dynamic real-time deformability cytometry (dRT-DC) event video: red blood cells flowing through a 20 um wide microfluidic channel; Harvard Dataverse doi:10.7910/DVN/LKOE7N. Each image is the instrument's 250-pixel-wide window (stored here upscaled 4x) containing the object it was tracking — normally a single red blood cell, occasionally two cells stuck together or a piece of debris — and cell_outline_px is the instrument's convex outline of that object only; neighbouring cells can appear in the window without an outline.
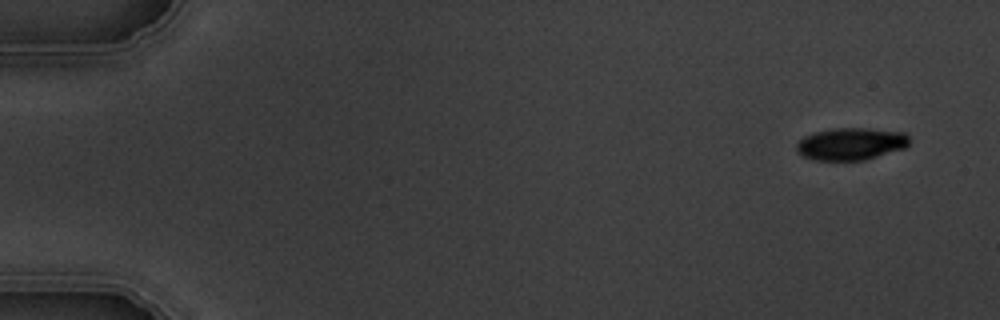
{"species": "common noctule bat (a hibernating species)", "species_latin": "Nyctalus noctula", "temperature_condition": "warm", "stored_images_in_passage": 6, "camera_frame_rate_fps": 3000, "um_per_image_px": 0.085, "animal": {"sex": "male", "body_mass_g": 19.5, "forearm_length_mm": 54.6}, "frame": {"image": 1, "passage_image": 1, "time_ms": 0.0, "image_size_px": [1000, 320], "cell_outline_px": [[908, 144], [904, 148], [864, 160], [812, 160], [796, 152], [796, 144], [804, 136], [812, 132], [832, 128], [868, 128], [904, 132], [908, 136]], "centroid_in_image_um": [72.28, 12.22], "position_along_channel_um": 12.7, "area_um2": 21.27}}
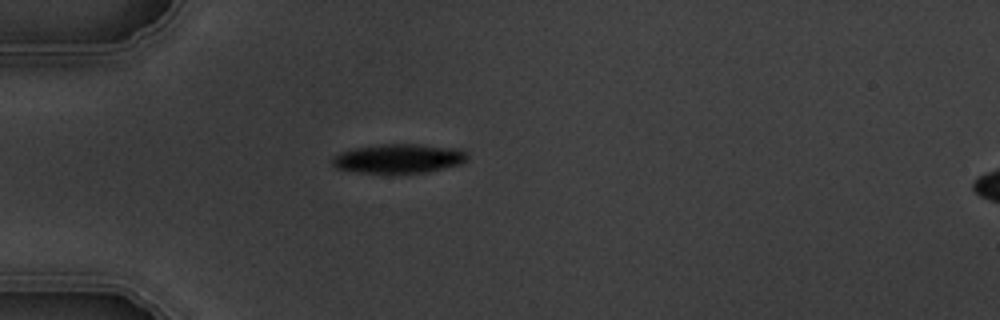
{"frame": {"image": 2, "passage_image": 4, "time_ms": 4.333, "image_size_px": [1000, 320], "cell_outline_px": [[468, 160], [464, 164], [428, 172], [360, 172], [336, 168], [332, 164], [332, 156], [340, 152], [356, 148], [380, 144], [416, 144], [460, 148], [468, 152]], "centroid_in_image_um": [33.97, 13.46], "position_along_channel_um": 51.0, "area_um2": 23.06}}